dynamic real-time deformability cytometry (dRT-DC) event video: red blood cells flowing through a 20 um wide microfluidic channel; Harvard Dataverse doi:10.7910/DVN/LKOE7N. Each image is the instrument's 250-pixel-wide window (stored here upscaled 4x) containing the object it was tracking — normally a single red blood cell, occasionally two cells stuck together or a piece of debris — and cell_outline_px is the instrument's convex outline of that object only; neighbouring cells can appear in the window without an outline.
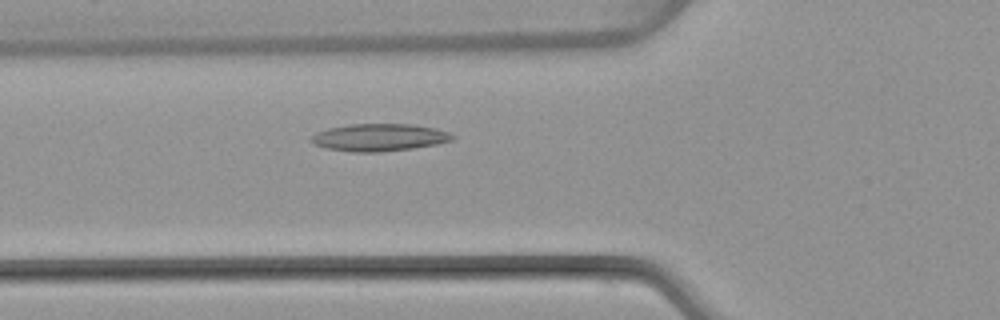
{"species": "common noctule bat (a hibernating species)", "species_latin": "Nyctalus noctula", "temperature_condition": "warm", "stored_images_in_passage": 48, "camera_frame_rate_fps": 3000, "um_per_image_px": 0.085, "animal": {"sex": "female", "body_mass_g": 22.7, "forearm_length_mm": 54.2}, "frame": {"image": 1, "passage_image": 16, "time_ms": 5.0, "image_size_px": [1000, 320], "cell_outline_px": [[456, 136], [452, 140], [436, 144], [412, 148], [380, 152], [352, 152], [324, 148], [312, 144], [308, 140], [316, 132], [328, 128], [348, 124], [412, 124], [436, 128], [448, 132]], "centroid_in_image_um": [32.19, 11.68], "position_along_channel_um": 93.6, "area_um2": 22.72}}
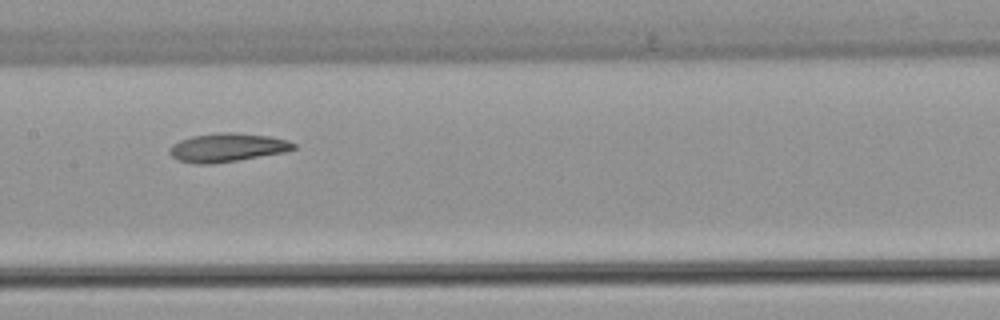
{"frame": {"image": 2, "passage_image": 23, "time_ms": 7.333, "image_size_px": [1000, 320], "cell_outline_px": [[296, 148], [284, 152], [212, 164], [196, 164], [180, 160], [172, 156], [168, 152], [168, 148], [172, 144], [180, 140], [192, 136], [220, 132], [232, 132], [268, 136], [288, 140], [296, 144]], "centroid_in_image_um": [19.29, 12.53], "position_along_channel_um": 188.1, "area_um2": 20.52}}
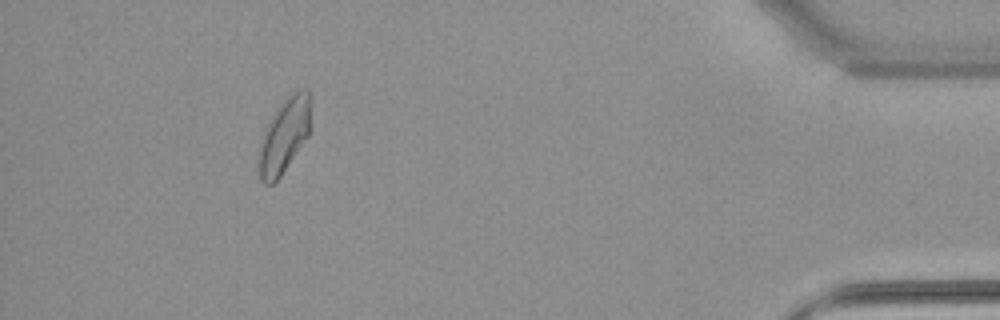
{"frame": {"image": 3, "passage_image": 44, "time_ms": 14.333, "image_size_px": [1000, 320], "cell_outline_px": [[308, 136], [280, 176], [272, 184], [264, 184], [260, 180], [256, 164], [256, 152], [268, 124], [272, 116], [288, 96], [300, 88], [308, 88]], "centroid_in_image_um": [24.08, 11.62], "position_along_channel_um": 411.1, "area_um2": 22.08}, "authors_computed_cell_mechanics": {"area_um2": 21.386, "velocity_mm_per_s": 4.0367, "shape_relaxation_time_tau1_ms": null, "shape_relaxation_time_tau2_ms": 6.8771, "deformation_change_tau1": null, "deformation_change_tau2": 0.1566}}